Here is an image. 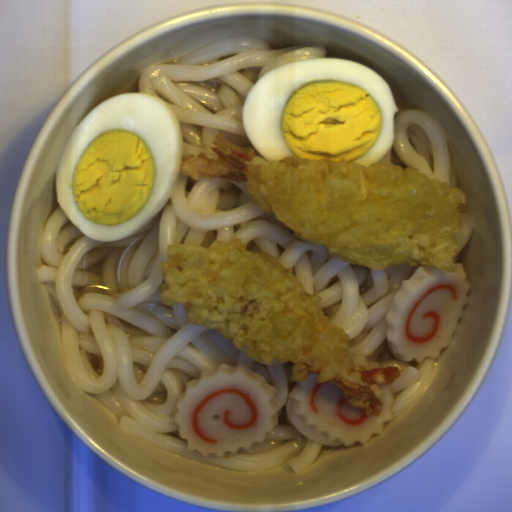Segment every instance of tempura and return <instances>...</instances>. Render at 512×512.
Instances as JSON below:
<instances>
[{
	"instance_id": "obj_1",
	"label": "tempura",
	"mask_w": 512,
	"mask_h": 512,
	"mask_svg": "<svg viewBox=\"0 0 512 512\" xmlns=\"http://www.w3.org/2000/svg\"><path fill=\"white\" fill-rule=\"evenodd\" d=\"M209 148L215 159L204 153L184 158L180 175L247 183L263 212L298 238L326 245L330 255L376 270L433 266L454 273L460 211L466 203L461 188H450L414 167L262 159L221 131Z\"/></svg>"
},
{
	"instance_id": "obj_2",
	"label": "tempura",
	"mask_w": 512,
	"mask_h": 512,
	"mask_svg": "<svg viewBox=\"0 0 512 512\" xmlns=\"http://www.w3.org/2000/svg\"><path fill=\"white\" fill-rule=\"evenodd\" d=\"M161 264V301L184 305L189 322L218 329L237 350L261 365L291 362L293 382L317 372L318 383L339 387L351 407L378 417L379 384L396 381L398 366L363 368L350 356L351 340L323 313L320 296L307 292L292 268L239 237L206 247L170 244Z\"/></svg>"
}]
</instances>
